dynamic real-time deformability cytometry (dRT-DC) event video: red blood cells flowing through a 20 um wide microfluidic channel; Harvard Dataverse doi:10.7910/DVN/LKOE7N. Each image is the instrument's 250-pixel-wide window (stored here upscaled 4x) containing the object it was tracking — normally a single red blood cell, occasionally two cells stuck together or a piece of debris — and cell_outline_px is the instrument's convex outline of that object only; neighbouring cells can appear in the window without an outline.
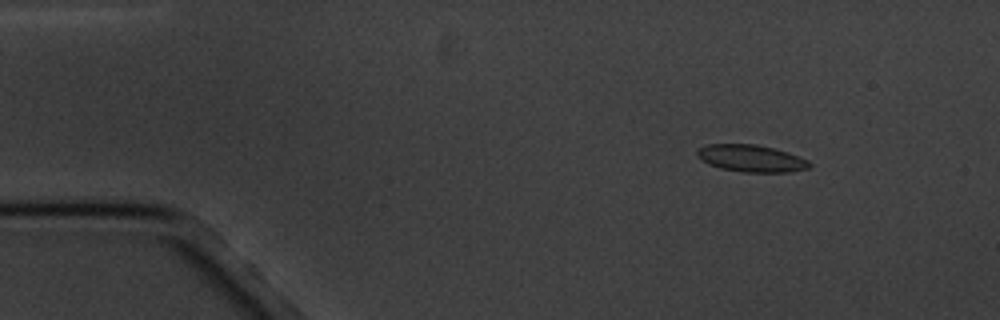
{"species": "common noctule bat (a hibernating species)", "species_latin": "Nyctalus noctula", "temperature_condition": "cold", "stored_images_in_passage": 5, "camera_frame_rate_fps": 3000, "um_per_image_px": 0.085, "animal": {"sex": "male", "body_mass_g": 20.1, "forearm_length_mm": 53.5}, "frame": {"image": 1, "passage_image": 2, "time_ms": 1.0, "image_size_px": [1000, 320], "cell_outline_px": [[812, 164], [808, 168], [788, 172], [744, 172], [720, 168], [708, 164], [700, 160], [696, 156], [696, 152], [700, 148], [708, 144], [756, 144], [788, 152], [808, 160]], "centroid_in_image_um": [63.83, 13.46], "position_along_channel_um": 21.2, "area_um2": 17.69}}
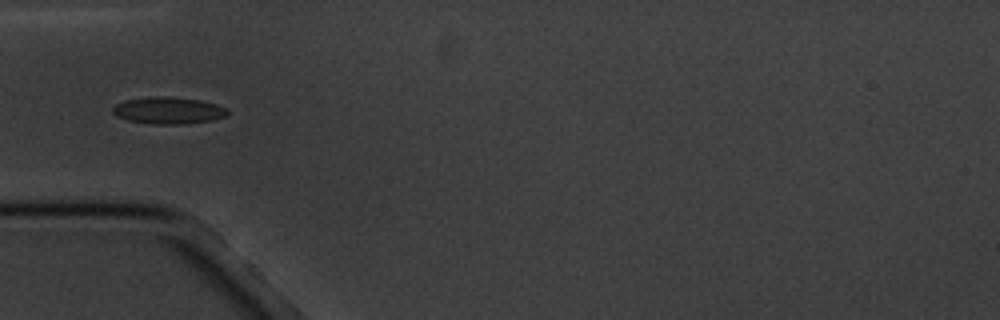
{"frame": {"image": 2, "passage_image": 5, "time_ms": 4.667, "image_size_px": [1000, 320], "cell_outline_px": [[228, 112], [224, 116], [212, 120], [184, 124], [152, 124], [128, 120], [116, 116], [112, 112], [112, 108], [116, 104], [124, 100], [156, 96], [164, 96], [200, 100], [216, 104], [228, 108]], "centroid_in_image_um": [14.29, 9.39], "position_along_channel_um": 70.7, "area_um2": 17.92}}